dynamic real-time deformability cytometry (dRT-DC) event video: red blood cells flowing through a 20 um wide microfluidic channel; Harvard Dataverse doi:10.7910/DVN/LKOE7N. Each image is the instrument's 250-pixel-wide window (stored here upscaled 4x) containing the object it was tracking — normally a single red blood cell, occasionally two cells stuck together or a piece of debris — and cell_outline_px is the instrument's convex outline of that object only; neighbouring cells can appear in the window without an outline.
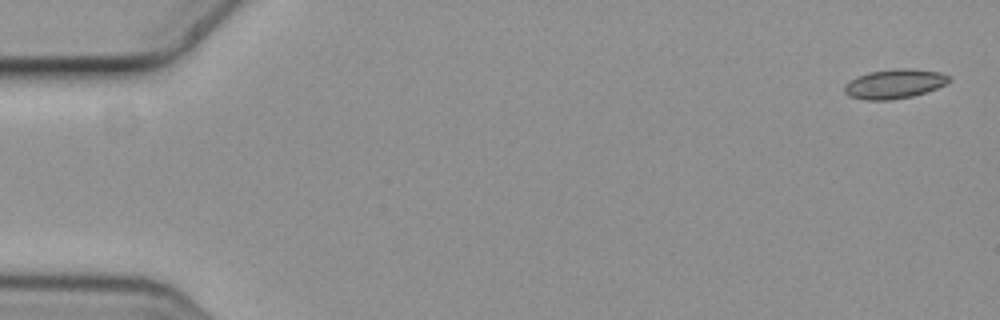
{"species": "common noctule bat (a hibernating species)", "species_latin": "Nyctalus noctula", "temperature_condition": "cold", "stored_images_in_passage": 9, "camera_frame_rate_fps": 3000, "um_per_image_px": 0.085, "animal": {"sex": "female", "body_mass_g": 19.3, "forearm_length_mm": 54.1}, "frame": {"image": 1, "passage_image": 1, "time_ms": 0.0, "image_size_px": [1000, 320], "cell_outline_px": [[952, 80], [948, 84], [912, 96], [892, 100], [864, 100], [848, 96], [844, 92], [844, 84], [856, 76], [868, 72], [896, 68], [908, 68], [940, 72], [952, 76]], "centroid_in_image_um": [76.03, 7.12], "position_along_channel_um": 9.0, "area_um2": 18.21}}
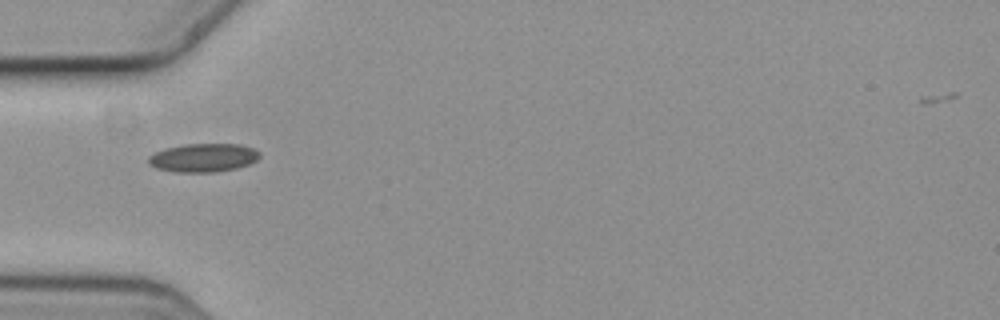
{"frame": {"image": 2, "passage_image": 6, "time_ms": 1.667, "image_size_px": [1000, 320], "cell_outline_px": [[260, 156], [256, 160], [248, 164], [236, 168], [216, 172], [176, 172], [156, 168], [148, 164], [148, 156], [164, 148], [184, 144], [240, 144], [252, 148], [260, 152]], "centroid_in_image_um": [17.26, 13.4], "position_along_channel_um": 67.7, "area_um2": 18.5}}
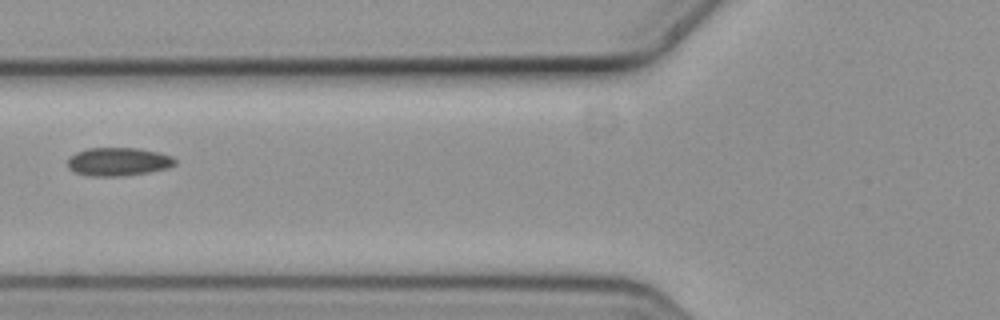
{"frame": {"image": 3, "passage_image": 7, "time_ms": 2.0, "image_size_px": [1000, 320], "cell_outline_px": [[176, 164], [168, 168], [148, 172], [120, 176], [88, 176], [76, 172], [68, 168], [68, 156], [76, 152], [88, 148], [136, 148], [160, 152], [172, 156], [176, 160]], "centroid_in_image_um": [10.05, 13.74], "position_along_channel_um": 115.8, "area_um2": 17.8}}